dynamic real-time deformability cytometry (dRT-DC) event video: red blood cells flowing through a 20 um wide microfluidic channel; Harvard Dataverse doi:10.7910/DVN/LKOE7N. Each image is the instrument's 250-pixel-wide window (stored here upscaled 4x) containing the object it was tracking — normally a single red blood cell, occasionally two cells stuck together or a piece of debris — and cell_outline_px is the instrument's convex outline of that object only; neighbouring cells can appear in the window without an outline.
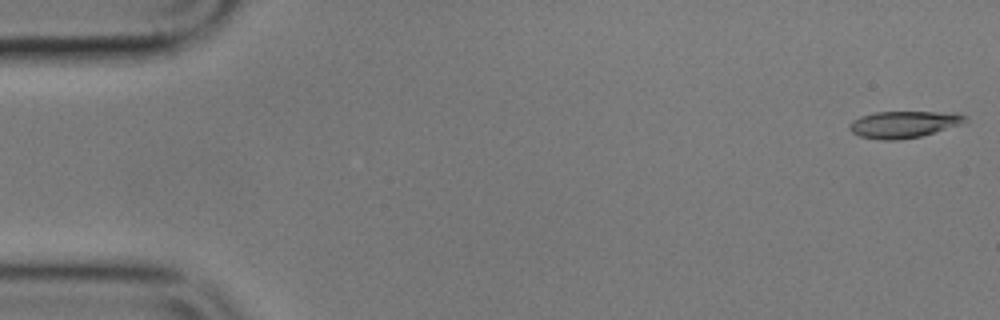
{"species": "common noctule bat (a hibernating species)", "species_latin": "Nyctalus noctula", "temperature_condition": "cold", "stored_images_in_passage": 5, "camera_frame_rate_fps": 3000, "um_per_image_px": 0.085, "animal": {"sex": "male", "body_mass_g": 17.9}, "frame": {"image": 1, "passage_image": 1, "time_ms": 0.0, "image_size_px": [1000, 320], "cell_outline_px": [[968, 120], [960, 124], [920, 136], [896, 140], [880, 140], [860, 136], [852, 132], [848, 128], [848, 124], [852, 120], [860, 116], [876, 112], [960, 112]], "centroid_in_image_um": [76.78, 10.56], "position_along_channel_um": 8.2, "area_um2": 17.98}}
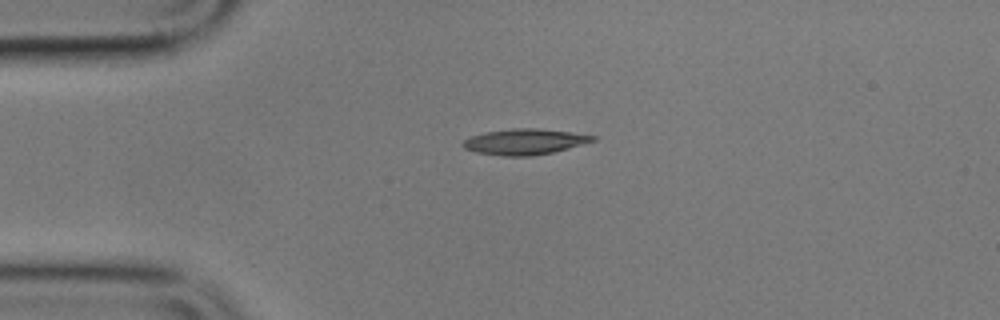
{"frame": {"image": 2, "passage_image": 3, "time_ms": 4.0, "image_size_px": [1000, 320], "cell_outline_px": [[596, 140], [568, 148], [552, 152], [532, 156], [504, 156], [476, 152], [464, 148], [460, 144], [464, 140], [472, 136], [484, 132], [512, 128], [536, 128], [568, 132], [596, 136]], "centroid_in_image_um": [44.55, 12.05], "position_along_channel_um": 40.4, "area_um2": 19.31}}
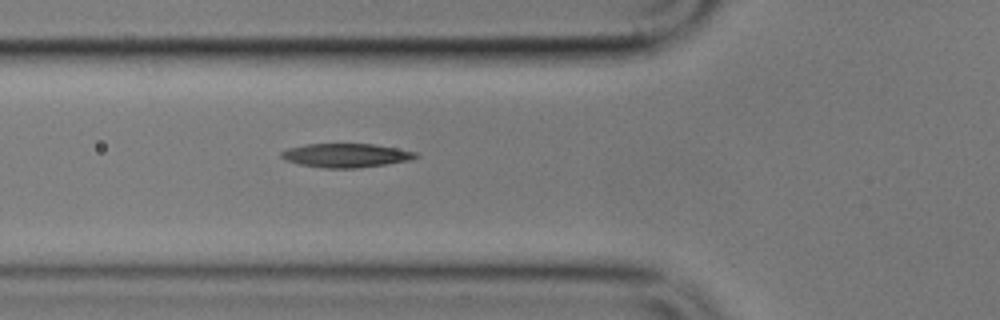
{"frame": {"image": 3, "passage_image": 5, "time_ms": 6.333, "image_size_px": [1000, 320], "cell_outline_px": [[420, 156], [412, 160], [356, 168], [324, 168], [300, 164], [284, 160], [280, 156], [280, 152], [288, 148], [304, 144], [376, 144], [416, 152]], "centroid_in_image_um": [29.4, 13.2], "position_along_channel_um": 96.4, "area_um2": 18.73}}